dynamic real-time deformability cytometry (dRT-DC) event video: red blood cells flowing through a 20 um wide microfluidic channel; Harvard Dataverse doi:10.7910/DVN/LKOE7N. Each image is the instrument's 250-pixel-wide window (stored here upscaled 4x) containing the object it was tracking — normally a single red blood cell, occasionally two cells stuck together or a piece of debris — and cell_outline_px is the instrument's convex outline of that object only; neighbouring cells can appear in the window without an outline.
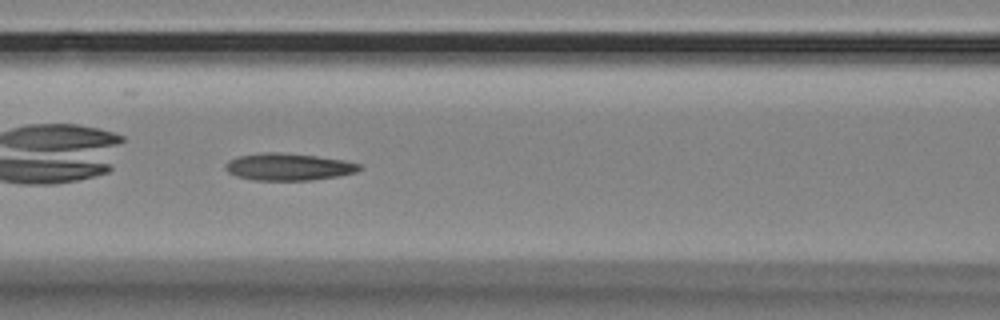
{"species": "Egyptian fruit bat (a non-hibernating species)", "species_latin": "Rousettus aegyptiacus", "temperature_condition": "room temperature", "stored_images_in_passage": 40, "camera_frame_rate_fps": 3000, "um_per_image_px": 0.085, "animal": {"sex": "female"}, "frame": {"image": 1, "passage_image": 7, "time_ms": 2.0, "image_size_px": [1000, 320], "cell_outline_px": [[364, 168], [356, 172], [336, 176], [312, 180], [252, 180], [236, 176], [228, 172], [224, 168], [224, 164], [228, 160], [240, 156], [268, 152], [280, 152], [316, 156], [344, 160], [360, 164]], "centroid_in_image_um": [24.51, 14.18], "position_along_channel_um": 142.1, "area_um2": 21.15}}
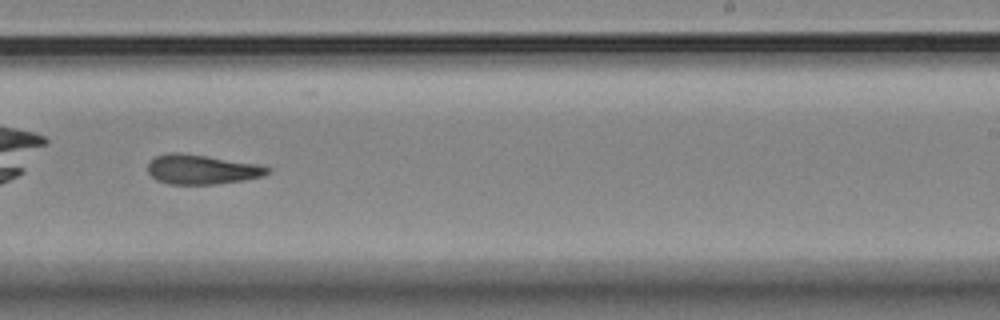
{"frame": {"image": 2, "passage_image": 18, "time_ms": 5.667, "image_size_px": [1000, 320], "cell_outline_px": [[272, 172], [264, 176], [244, 180], [216, 184], [168, 184], [156, 180], [148, 172], [148, 160], [156, 156], [172, 152], [176, 152], [260, 164], [272, 168]], "centroid_in_image_um": [17.18, 14.41], "position_along_channel_um": 271.8, "area_um2": 20.75}}
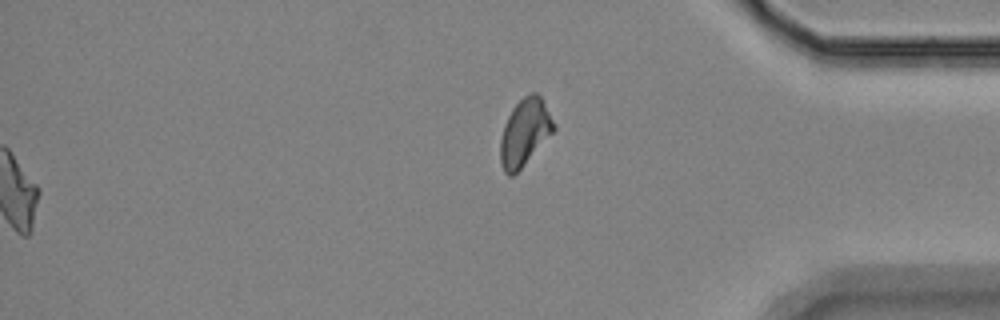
{"frame": {"image": 3, "passage_image": 40, "time_ms": 13.0, "image_size_px": [1000, 320], "cell_outline_px": [[556, 128], [520, 168], [512, 176], [508, 176], [504, 172], [500, 160], [500, 140], [504, 124], [512, 108], [524, 96], [532, 92], [536, 92], [540, 96], [556, 124]], "centroid_in_image_um": [44.59, 11.23], "position_along_channel_um": 390.6, "area_um2": 20.46}, "authors_computed_cell_mechanics": {"area_um2": 20.6924, "velocity_mm_per_s": 3.5452, "shape_relaxation_time_tau1_ms": null, "shape_relaxation_time_tau2_ms": 3.5095, "deformation_change_tau1": null, "deformation_change_tau2": 0.1351}}